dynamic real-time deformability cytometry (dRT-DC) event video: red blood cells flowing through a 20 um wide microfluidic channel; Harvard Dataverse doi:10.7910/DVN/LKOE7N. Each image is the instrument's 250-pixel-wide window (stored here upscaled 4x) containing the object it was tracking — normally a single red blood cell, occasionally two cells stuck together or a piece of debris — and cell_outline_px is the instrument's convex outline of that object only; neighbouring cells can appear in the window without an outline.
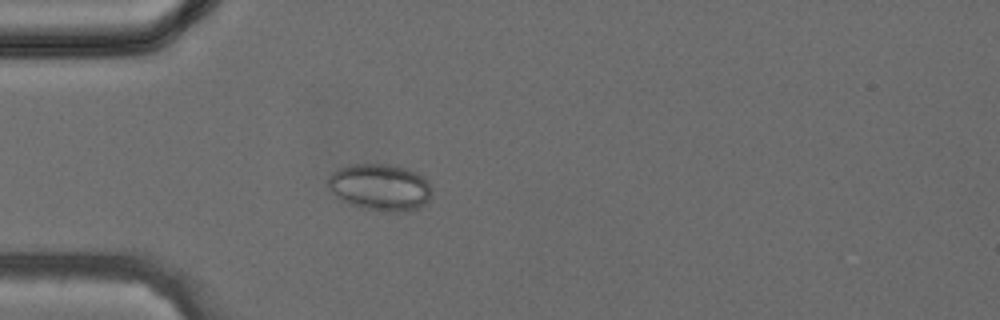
{"species": "common noctule bat (a hibernating species)", "species_latin": "Nyctalus noctula", "temperature_condition": "cold", "stored_images_in_passage": 39, "camera_frame_rate_fps": 3000, "um_per_image_px": 0.085, "animal": {"sex": "female", "body_mass_g": 24.6, "forearm_length_mm": 56.2}, "frame": {"image": 1, "passage_image": 11, "time_ms": 3.333, "image_size_px": [1000, 320], "cell_outline_px": [[432, 192], [428, 200], [424, 204], [416, 208], [400, 212], [388, 212], [364, 208], [352, 204], [336, 196], [328, 188], [328, 176], [336, 168], [348, 164], [388, 164], [408, 168], [424, 176], [428, 180], [432, 188]], "centroid_in_image_um": [32.31, 15.88], "position_along_channel_um": 52.7, "area_um2": 28.5}}
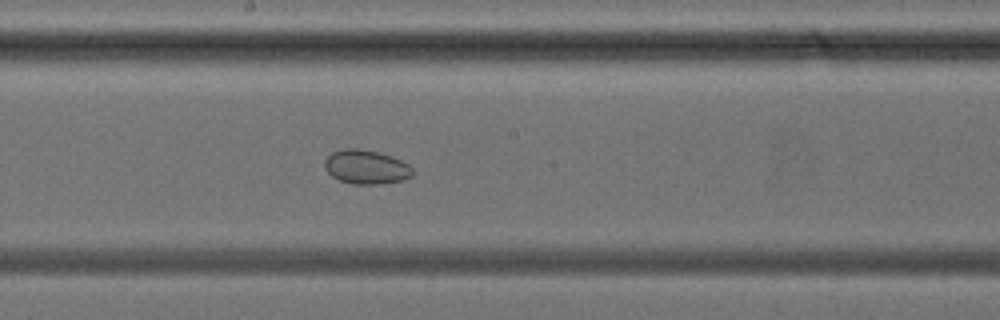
{"frame": {"image": 2, "passage_image": 21, "time_ms": 6.667, "image_size_px": [1000, 320], "cell_outline_px": [[412, 176], [404, 180], [380, 184], [352, 184], [340, 180], [332, 176], [324, 168], [324, 160], [332, 152], [344, 148], [356, 148], [380, 152], [392, 156], [408, 164], [412, 168]], "centroid_in_image_um": [31.11, 14.19], "position_along_channel_um": 217.1, "area_um2": 17.57}}
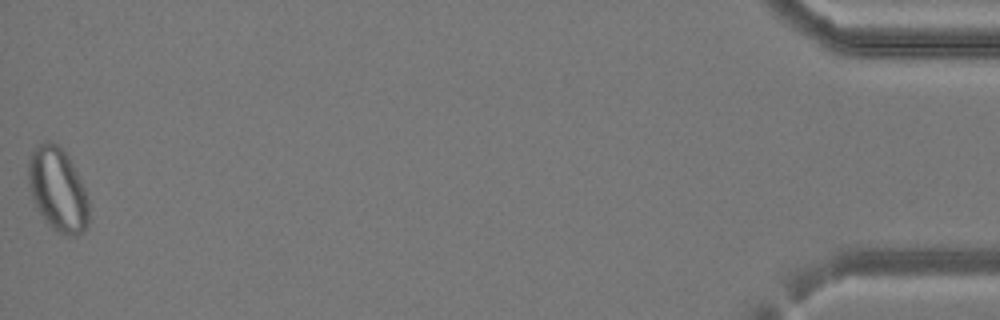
{"frame": {"image": 3, "passage_image": 39, "time_ms": 12.667, "image_size_px": [1000, 320], "cell_outline_px": [[88, 224], [84, 232], [76, 236], [64, 236], [56, 232], [48, 224], [40, 212], [32, 196], [28, 180], [28, 164], [32, 152], [44, 140], [52, 140], [68, 156], [84, 188], [88, 200]], "centroid_in_image_um": [4.92, 16.14], "position_along_channel_um": 430.3, "area_um2": 29.19}}